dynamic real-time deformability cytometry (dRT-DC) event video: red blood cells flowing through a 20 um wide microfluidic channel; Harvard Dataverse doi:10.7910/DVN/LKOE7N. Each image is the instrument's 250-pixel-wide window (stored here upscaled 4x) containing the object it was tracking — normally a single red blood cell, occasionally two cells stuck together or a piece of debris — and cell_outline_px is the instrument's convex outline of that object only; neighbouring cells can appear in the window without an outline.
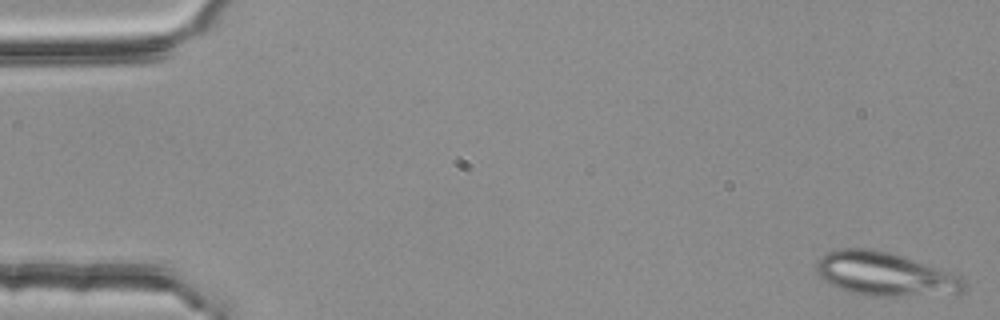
{"species": "common noctule bat (a hibernating species)", "species_latin": "Nyctalus noctula", "temperature_condition": "room temperature", "stored_images_in_passage": 5, "camera_frame_rate_fps": 3000, "um_per_image_px": 0.085, "animal": {"sex": "female", "body_mass_g": 25.1}, "frame": {"image": 1, "passage_image": 1, "time_ms": 0.0, "image_size_px": [1000, 320], "cell_outline_px": [[964, 292], [900, 296], [868, 296], [848, 292], [824, 280], [816, 272], [816, 260], [820, 256], [828, 252], [840, 248], [872, 248], [892, 252], [904, 256], [960, 276], [964, 280]], "centroid_in_image_um": [75.16, 23.28], "position_along_channel_um": 9.8, "area_um2": 37.45}}